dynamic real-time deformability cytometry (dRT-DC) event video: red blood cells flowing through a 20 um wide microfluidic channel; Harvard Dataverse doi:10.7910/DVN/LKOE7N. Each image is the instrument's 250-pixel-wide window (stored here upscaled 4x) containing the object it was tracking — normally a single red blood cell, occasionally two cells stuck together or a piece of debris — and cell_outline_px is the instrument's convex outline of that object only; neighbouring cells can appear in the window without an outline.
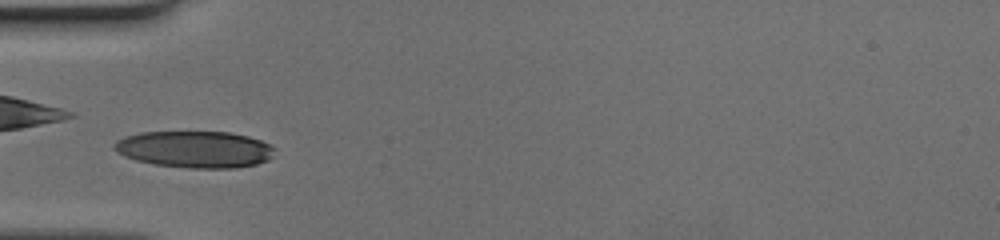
{"species": "human", "species_latin": "Homo sapiens", "temperature_condition": "cold", "stored_images_in_passage": 25, "camera_frame_rate_fps": 3000, "um_per_image_px": 0.085, "donor": {"sex": "female"}, "frame": {"image": 1, "passage_image": 1, "time_ms": 0.0, "image_size_px": [1000, 240], "cell_outline_px": [[276, 148], [272, 156], [268, 160], [256, 164], [236, 168], [188, 168], [156, 164], [136, 160], [124, 156], [112, 148], [112, 144], [116, 140], [124, 136], [140, 132], [228, 132], [248, 136], [272, 144]], "centroid_in_image_um": [16.56, 12.69], "position_along_channel_um": 68.4, "area_um2": 34.56}}
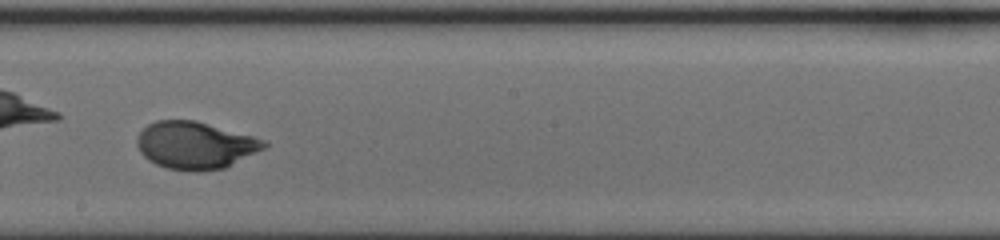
{"frame": {"image": 2, "passage_image": 13, "time_ms": 4.0, "image_size_px": [1000, 240], "cell_outline_px": [[268, 144], [264, 148], [224, 168], [196, 172], [188, 172], [168, 168], [156, 164], [148, 160], [140, 152], [136, 144], [136, 136], [148, 124], [156, 120], [196, 120], [268, 140]], "centroid_in_image_um": [16.58, 12.34], "position_along_channel_um": 231.6, "area_um2": 35.2}}
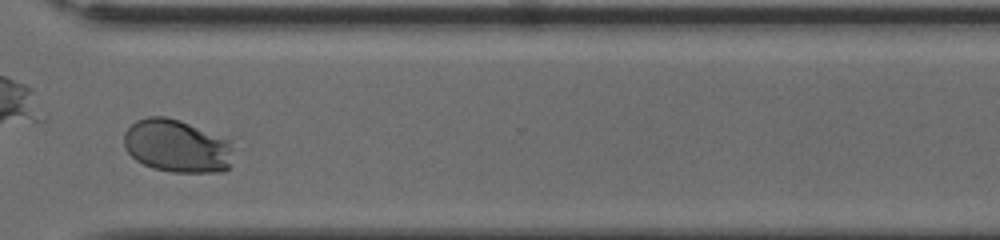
{"frame": {"image": 3, "passage_image": 22, "time_ms": 7.0, "image_size_px": [1000, 240], "cell_outline_px": [[232, 140], [228, 168], [224, 172], [172, 172], [152, 168], [136, 160], [124, 148], [124, 132], [136, 120], [148, 116], [164, 116], [180, 120]], "centroid_in_image_um": [15.02, 12.4], "position_along_channel_um": 355.6, "area_um2": 33.81}}